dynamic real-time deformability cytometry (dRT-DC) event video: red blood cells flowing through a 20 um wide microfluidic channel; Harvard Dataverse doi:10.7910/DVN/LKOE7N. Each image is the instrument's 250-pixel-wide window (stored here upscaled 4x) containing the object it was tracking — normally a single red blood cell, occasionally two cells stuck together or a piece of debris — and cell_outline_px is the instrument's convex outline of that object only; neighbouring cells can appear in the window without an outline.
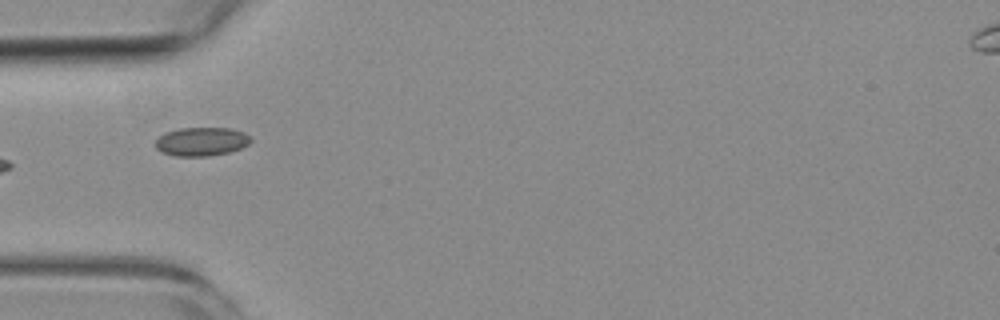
{"species": "common noctule bat (a hibernating species)", "species_latin": "Nyctalus noctula", "temperature_condition": "room temperature", "stored_images_in_passage": 6, "camera_frame_rate_fps": 3000, "um_per_image_px": 0.085, "animal": {"sex": "female", "body_mass_g": 19.3, "forearm_length_mm": 54.1}, "frame": {"image": 1, "passage_image": 4, "time_ms": 5.0, "image_size_px": [1000, 320], "cell_outline_px": [[252, 140], [248, 144], [240, 148], [228, 152], [208, 156], [176, 156], [160, 152], [156, 148], [156, 140], [164, 132], [180, 128], [232, 128], [244, 132], [252, 136]], "centroid_in_image_um": [17.13, 12.02], "position_along_channel_um": 67.9, "area_um2": 16.01}}
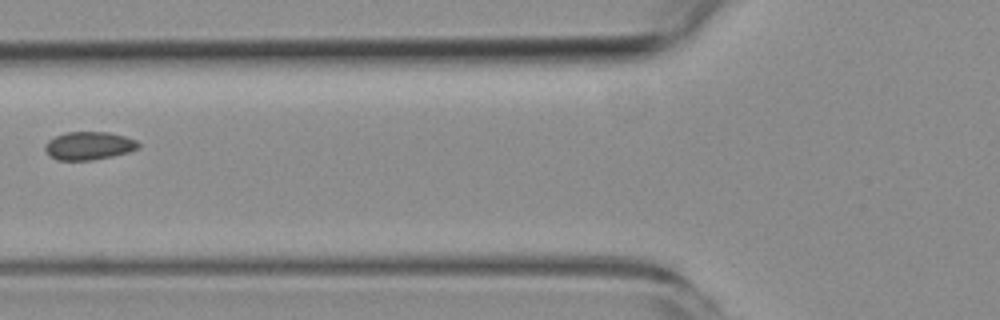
{"frame": {"image": 2, "passage_image": 5, "time_ms": 6.333, "image_size_px": [1000, 320], "cell_outline_px": [[140, 148], [128, 152], [112, 156], [92, 160], [56, 160], [48, 156], [44, 148], [44, 144], [48, 140], [64, 132], [108, 132], [124, 136], [136, 140], [140, 144]], "centroid_in_image_um": [7.52, 12.39], "position_along_channel_um": 118.3, "area_um2": 15.43}}
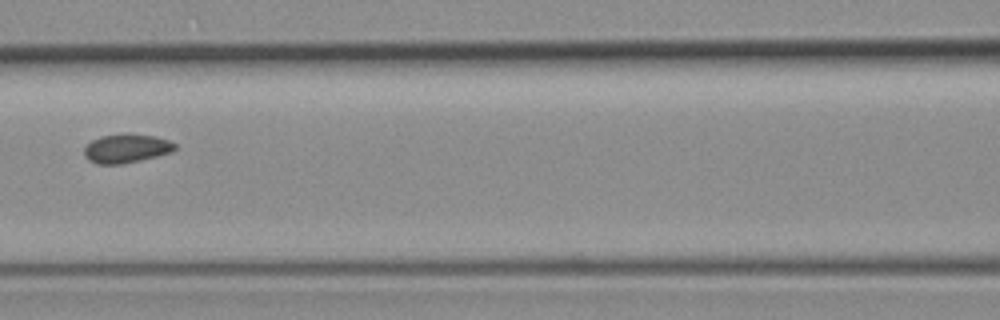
{"frame": {"image": 3, "passage_image": 6, "time_ms": 7.333, "image_size_px": [1000, 320], "cell_outline_px": [[176, 148], [172, 152], [124, 164], [96, 164], [88, 160], [84, 156], [84, 148], [92, 140], [100, 136], [124, 132], [128, 132], [156, 136], [168, 140], [176, 144]], "centroid_in_image_um": [10.73, 12.6], "position_along_channel_um": 155.9, "area_um2": 15.61}}